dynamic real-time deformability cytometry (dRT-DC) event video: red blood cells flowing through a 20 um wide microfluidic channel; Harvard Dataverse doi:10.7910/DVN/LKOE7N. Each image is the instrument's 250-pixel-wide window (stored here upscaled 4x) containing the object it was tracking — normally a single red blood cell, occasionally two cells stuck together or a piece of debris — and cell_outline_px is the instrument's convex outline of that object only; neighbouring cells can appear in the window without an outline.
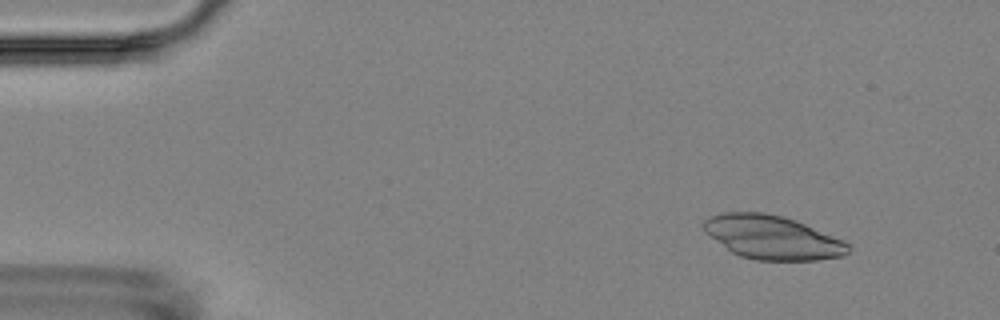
{"species": "Egyptian fruit bat (a non-hibernating species)", "species_latin": "Rousettus aegyptiacus", "temperature_condition": "room temperature", "stored_images_in_passage": 6, "camera_frame_rate_fps": 3000, "um_per_image_px": 0.085, "animal": {"sex": "female"}, "frame": {"image": 1, "passage_image": 6, "time_ms": 6.667, "image_size_px": [1000, 320], "cell_outline_px": [[848, 252], [844, 256], [816, 260], [756, 260], [740, 256], [732, 252], [704, 232], [700, 224], [708, 216], [720, 212], [764, 212], [784, 216], [796, 220], [844, 240], [848, 244]], "centroid_in_image_um": [65.6, 20.16], "position_along_channel_um": 19.4, "area_um2": 37.05}}